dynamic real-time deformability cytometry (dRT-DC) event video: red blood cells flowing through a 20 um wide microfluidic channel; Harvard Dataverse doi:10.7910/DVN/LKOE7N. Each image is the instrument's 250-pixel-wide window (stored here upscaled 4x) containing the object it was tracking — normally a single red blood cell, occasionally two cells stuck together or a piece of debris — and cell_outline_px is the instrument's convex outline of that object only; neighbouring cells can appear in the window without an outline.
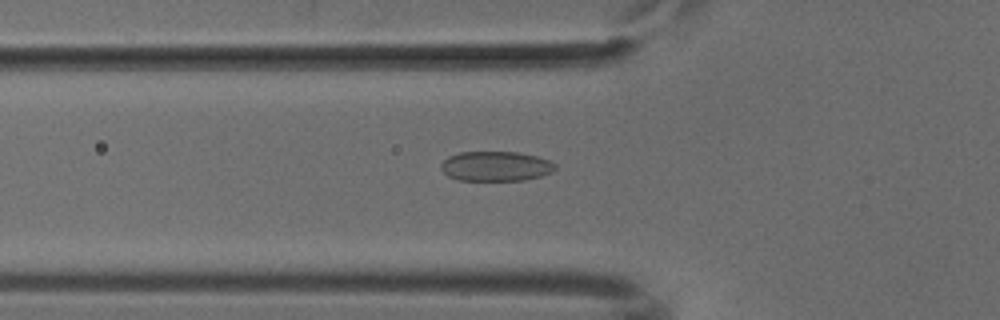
{"species": "common noctule bat (a hibernating species)", "species_latin": "Nyctalus noctula", "temperature_condition": "cold", "stored_images_in_passage": 50, "camera_frame_rate_fps": 3000, "um_per_image_px": 0.085, "animal": {"sex": "male", "body_mass_g": 18.8}, "frame": {"image": 1, "passage_image": 16, "time_ms": 5.0, "image_size_px": [1000, 320], "cell_outline_px": [[556, 168], [552, 172], [540, 176], [524, 180], [460, 180], [448, 176], [440, 168], [440, 164], [448, 156], [460, 152], [520, 152], [536, 156], [548, 160], [556, 164]], "centroid_in_image_um": [42.13, 14.12], "position_along_channel_um": 83.7, "area_um2": 19.83}}
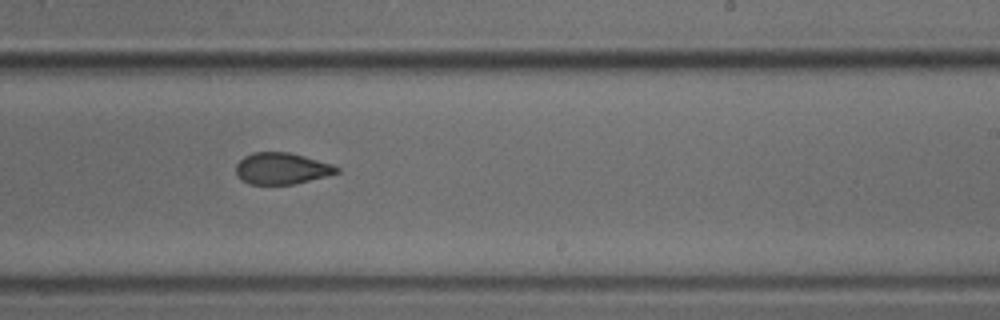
{"frame": {"image": 2, "passage_image": 30, "time_ms": 9.667, "image_size_px": [1000, 320], "cell_outline_px": [[340, 172], [292, 184], [248, 184], [240, 180], [236, 176], [236, 164], [244, 156], [252, 152], [288, 152], [304, 156], [332, 164], [340, 168]], "centroid_in_image_um": [23.89, 14.32], "position_along_channel_um": 265.1, "area_um2": 18.44}}
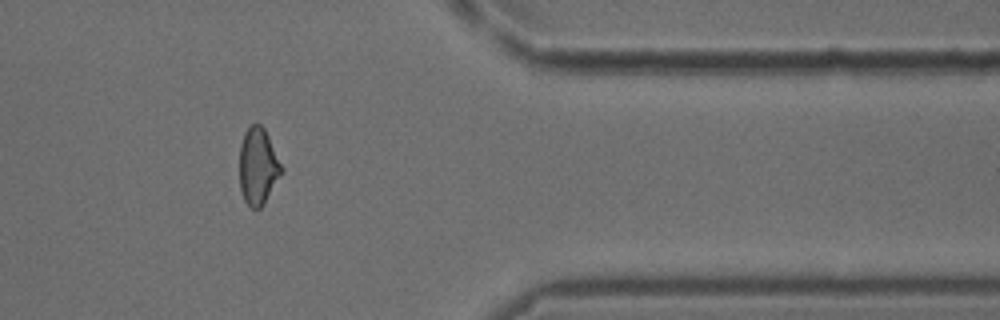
{"frame": {"image": 3, "passage_image": 41, "time_ms": 13.333, "image_size_px": [1000, 320], "cell_outline_px": [[284, 172], [264, 204], [260, 208], [252, 208], [244, 200], [240, 188], [240, 144], [244, 132], [252, 124], [260, 124], [264, 128], [284, 168]], "centroid_in_image_um": [21.96, 14.15], "position_along_channel_um": 389.4, "area_um2": 18.96}}